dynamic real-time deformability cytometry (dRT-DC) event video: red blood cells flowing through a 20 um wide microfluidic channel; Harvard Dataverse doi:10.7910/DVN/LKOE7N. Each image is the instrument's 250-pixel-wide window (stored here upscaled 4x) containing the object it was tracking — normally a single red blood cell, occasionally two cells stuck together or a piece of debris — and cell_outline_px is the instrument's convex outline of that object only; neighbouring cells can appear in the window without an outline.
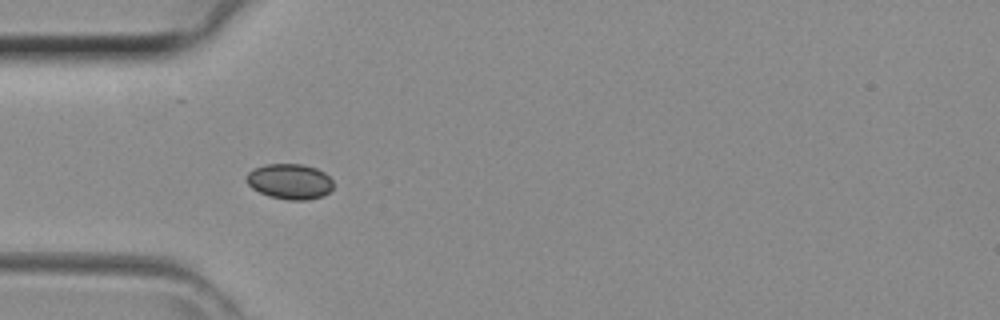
{"species": "common noctule bat (a hibernating species)", "species_latin": "Nyctalus noctula", "temperature_condition": "room temperature", "stored_images_in_passage": 31, "camera_frame_rate_fps": 3000, "um_per_image_px": 0.085, "animal": {"sex": "female", "body_mass_g": 29.2, "forearm_length_mm": 56.3}, "frame": {"image": 1, "passage_image": 1, "time_ms": 0.0, "image_size_px": [1000, 320], "cell_outline_px": [[332, 188], [324, 196], [308, 200], [288, 200], [268, 196], [252, 188], [244, 180], [244, 176], [252, 168], [264, 164], [300, 164], [316, 168], [324, 172], [332, 180]], "centroid_in_image_um": [24.58, 15.42], "position_along_channel_um": 60.4, "area_um2": 18.15}}
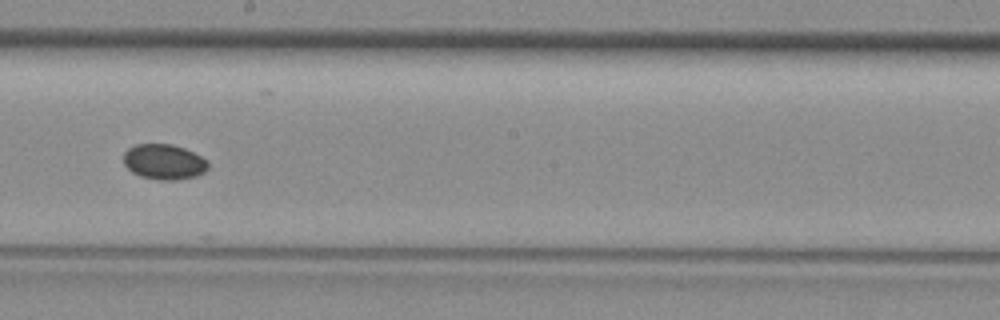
{"frame": {"image": 2, "passage_image": 12, "time_ms": 3.667, "image_size_px": [1000, 320], "cell_outline_px": [[208, 168], [204, 172], [196, 176], [180, 180], [156, 180], [140, 176], [132, 172], [124, 164], [124, 152], [128, 148], [136, 144], [172, 144], [184, 148], [208, 160]], "centroid_in_image_um": [13.94, 13.76], "position_along_channel_um": 234.3, "area_um2": 17.51}}
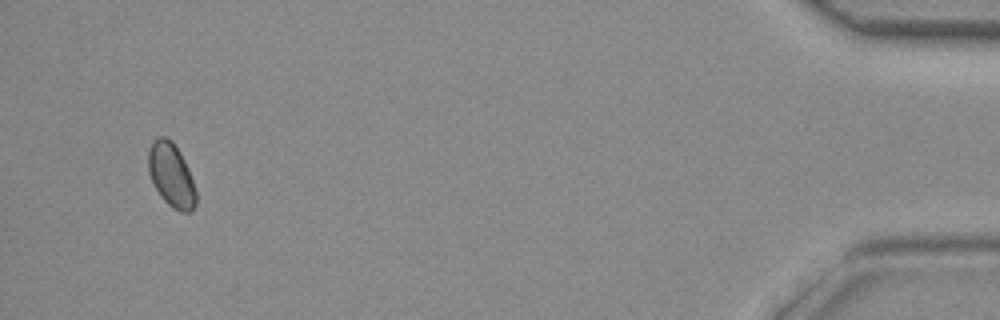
{"frame": {"image": 3, "passage_image": 29, "time_ms": 9.333, "image_size_px": [1000, 320], "cell_outline_px": [[196, 204], [192, 212], [180, 212], [172, 208], [160, 196], [148, 172], [148, 152], [152, 140], [160, 136], [164, 136], [172, 140], [180, 152], [188, 168], [196, 192]], "centroid_in_image_um": [14.55, 14.88], "position_along_channel_um": 420.6, "area_um2": 17.8}}